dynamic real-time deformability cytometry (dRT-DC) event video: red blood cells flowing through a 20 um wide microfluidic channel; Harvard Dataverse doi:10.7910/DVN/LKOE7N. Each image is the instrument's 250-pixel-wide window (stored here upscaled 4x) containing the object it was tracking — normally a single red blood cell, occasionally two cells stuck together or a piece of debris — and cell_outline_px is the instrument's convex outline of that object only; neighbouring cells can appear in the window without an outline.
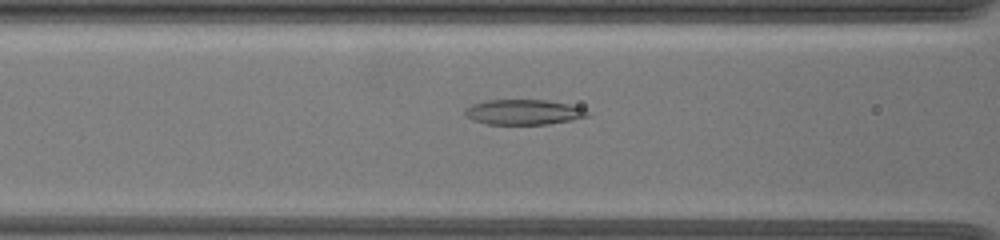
{"species": "common noctule bat (a hibernating species)", "species_latin": "Nyctalus noctula", "temperature_condition": "warm", "stored_images_in_passage": 12, "camera_frame_rate_fps": 3000, "um_per_image_px": 0.085, "animal": {"sex": "female", "body_mass_g": 19.5, "forearm_length_mm": 54.1}, "frame": {"image": 1, "passage_image": 7, "time_ms": 2.0, "image_size_px": [1000, 240], "cell_outline_px": [[588, 116], [572, 120], [548, 124], [488, 124], [472, 120], [464, 116], [464, 108], [472, 104], [484, 100], [544, 100], [568, 104], [584, 108], [588, 112]], "centroid_in_image_um": [44.45, 9.53], "position_along_channel_um": 122.2, "area_um2": 18.03}}
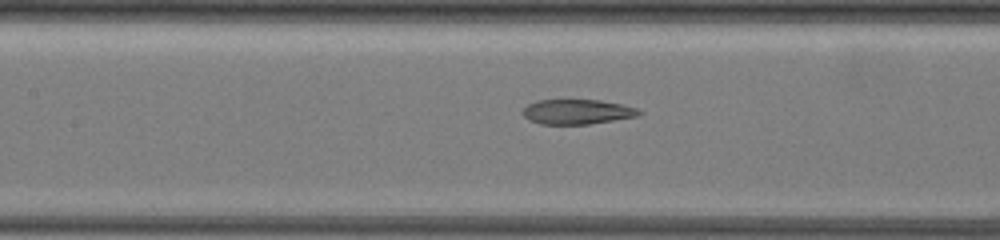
{"frame": {"image": 2, "passage_image": 10, "time_ms": 3.0, "image_size_px": [1000, 240], "cell_outline_px": [[640, 112], [636, 116], [588, 124], [540, 124], [528, 120], [520, 112], [528, 104], [536, 100], [600, 100], [620, 104], [636, 108]], "centroid_in_image_um": [48.96, 9.5], "position_along_channel_um": 158.4, "area_um2": 16.65}}